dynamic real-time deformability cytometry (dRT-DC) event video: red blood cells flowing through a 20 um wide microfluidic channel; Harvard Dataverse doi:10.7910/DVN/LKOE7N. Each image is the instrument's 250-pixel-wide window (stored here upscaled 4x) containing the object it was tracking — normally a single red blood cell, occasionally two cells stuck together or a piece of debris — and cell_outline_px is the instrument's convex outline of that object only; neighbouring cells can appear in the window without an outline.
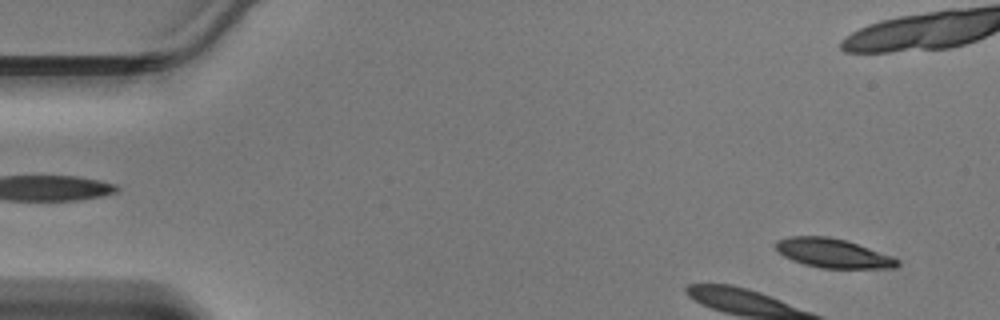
{"species": "Egyptian fruit bat (a non-hibernating species)", "species_latin": "Rousettus aegyptiacus", "temperature_condition": "warm", "stored_images_in_passage": 12, "camera_frame_rate_fps": 3000, "um_per_image_px": 0.085, "animal": {"sex": "male"}, "frame": {"image": 1, "passage_image": 3, "time_ms": 0.667, "image_size_px": [1000, 320], "cell_outline_px": [[900, 264], [896, 268], [820, 268], [804, 264], [792, 260], [784, 256], [776, 248], [776, 240], [788, 236], [828, 236], [848, 240], [892, 256], [900, 260]], "centroid_in_image_um": [70.83, 21.52], "position_along_channel_um": 14.2, "area_um2": 20.81}}